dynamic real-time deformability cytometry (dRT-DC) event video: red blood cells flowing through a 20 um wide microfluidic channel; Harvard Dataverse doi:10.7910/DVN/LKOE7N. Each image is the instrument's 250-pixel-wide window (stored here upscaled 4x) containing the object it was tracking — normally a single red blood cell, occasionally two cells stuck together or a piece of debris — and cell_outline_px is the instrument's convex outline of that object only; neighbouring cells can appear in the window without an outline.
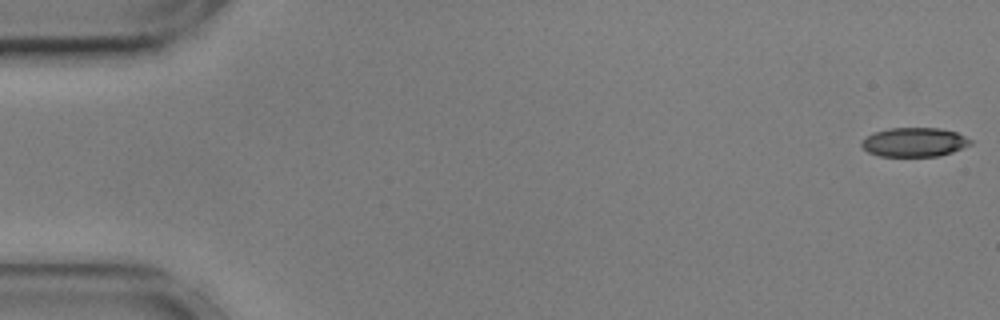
{"species": "common noctule bat (a hibernating species)", "species_latin": "Nyctalus noctula", "temperature_condition": "cold", "stored_images_in_passage": 56, "camera_frame_rate_fps": 3000, "um_per_image_px": 0.085, "animal": {"sex": "male", "body_mass_g": 17.9, "forearm_length_mm": 54.2}, "frame": {"image": 1, "passage_image": 1, "time_ms": 0.0, "image_size_px": [1000, 320], "cell_outline_px": [[972, 144], [952, 152], [940, 156], [880, 156], [868, 152], [860, 144], [860, 140], [872, 132], [888, 128], [940, 128], [956, 132], [972, 140]], "centroid_in_image_um": [77.69, 12.08], "position_along_channel_um": 7.3, "area_um2": 18.61}}
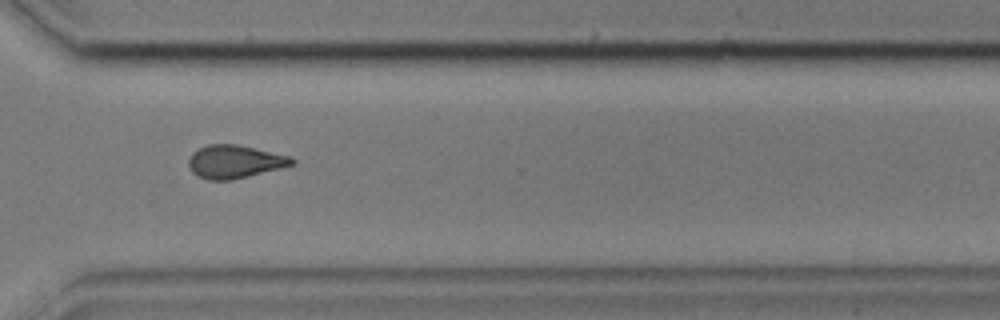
{"frame": {"image": 2, "passage_image": 41, "time_ms": 13.333, "image_size_px": [1000, 320], "cell_outline_px": [[296, 164], [232, 180], [208, 180], [196, 176], [188, 168], [188, 160], [192, 152], [208, 144], [236, 144], [292, 156], [296, 160]], "centroid_in_image_um": [19.94, 13.74], "position_along_channel_um": 350.7, "area_um2": 20.11}}
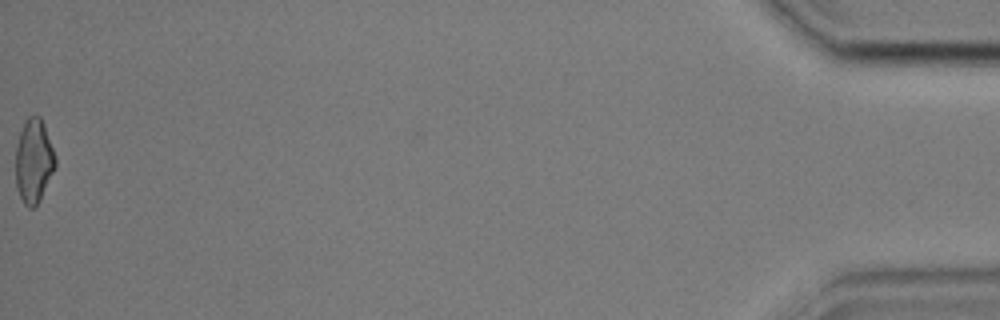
{"frame": {"image": 3, "passage_image": 56, "time_ms": 18.333, "image_size_px": [1000, 320], "cell_outline_px": [[56, 168], [40, 200], [32, 208], [28, 208], [24, 204], [16, 188], [16, 148], [20, 132], [28, 116], [40, 116], [44, 124], [56, 156]], "centroid_in_image_um": [2.89, 13.7], "position_along_channel_um": 432.3, "area_um2": 19.48}, "authors_computed_cell_mechanics": {"area_um2": 19.7098, "velocity_mm_per_s": 3.5978, "shape_relaxation_time_tau1_ms": null, "shape_relaxation_time_tau2_ms": 4.6303, "deformation_change_tau1": null, "deformation_change_tau2": 0.1265}}